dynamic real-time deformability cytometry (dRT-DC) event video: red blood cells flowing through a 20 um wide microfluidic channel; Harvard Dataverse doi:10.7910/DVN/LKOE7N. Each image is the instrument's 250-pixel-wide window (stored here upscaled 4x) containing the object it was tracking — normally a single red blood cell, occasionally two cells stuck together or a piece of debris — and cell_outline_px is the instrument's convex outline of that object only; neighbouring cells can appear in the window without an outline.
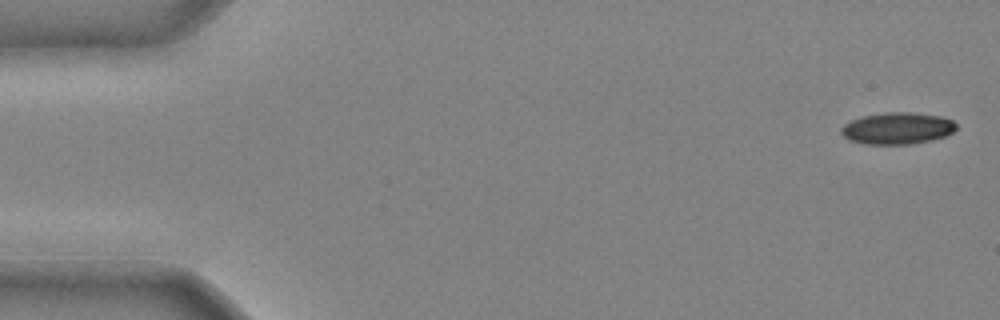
{"species": "common noctule bat (a hibernating species)", "species_latin": "Nyctalus noctula", "temperature_condition": "cold", "stored_images_in_passage": 8, "camera_frame_rate_fps": 3000, "um_per_image_px": 0.085, "animal": {"sex": "male", "body_mass_g": 20.4}, "frame": {"image": 1, "passage_image": 1, "time_ms": 0.0, "image_size_px": [1000, 320], "cell_outline_px": [[956, 128], [952, 132], [944, 136], [932, 140], [912, 144], [864, 144], [848, 140], [840, 132], [840, 128], [844, 124], [860, 116], [884, 112], [912, 112], [940, 116], [952, 120], [956, 124]], "centroid_in_image_um": [76.24, 10.9], "position_along_channel_um": 8.8, "area_um2": 21.44}}